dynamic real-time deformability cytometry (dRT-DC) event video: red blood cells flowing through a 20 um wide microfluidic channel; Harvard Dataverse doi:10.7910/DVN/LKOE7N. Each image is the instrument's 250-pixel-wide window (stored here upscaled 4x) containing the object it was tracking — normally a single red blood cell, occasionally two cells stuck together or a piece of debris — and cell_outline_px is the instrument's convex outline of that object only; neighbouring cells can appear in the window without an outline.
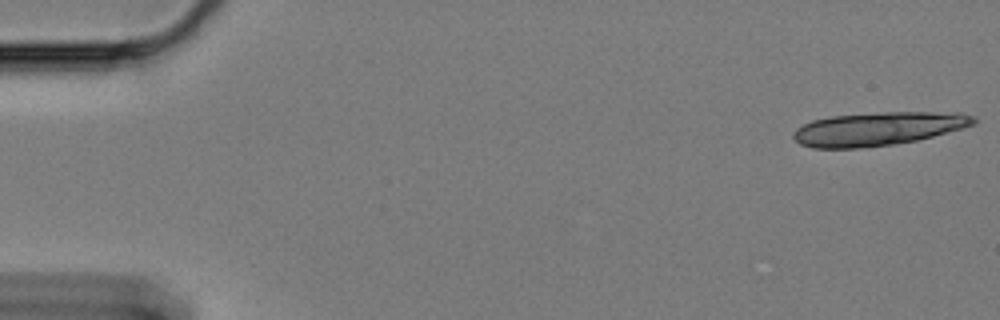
{"species": "Egyptian fruit bat (a non-hibernating species)", "species_latin": "Rousettus aegyptiacus", "temperature_condition": "cold", "stored_images_in_passage": 19, "camera_frame_rate_fps": 3000, "um_per_image_px": 0.085, "animal": {"sex": "female"}, "frame": {"image": 1, "passage_image": 1, "time_ms": 0.0, "image_size_px": [1000, 320], "cell_outline_px": [[976, 124], [932, 136], [916, 140], [892, 144], [860, 148], [812, 148], [800, 144], [792, 136], [792, 132], [796, 128], [812, 120], [832, 116], [884, 112], [960, 112], [972, 116], [976, 120]], "centroid_in_image_um": [74.61, 10.94], "position_along_channel_um": 10.4, "area_um2": 34.97}}